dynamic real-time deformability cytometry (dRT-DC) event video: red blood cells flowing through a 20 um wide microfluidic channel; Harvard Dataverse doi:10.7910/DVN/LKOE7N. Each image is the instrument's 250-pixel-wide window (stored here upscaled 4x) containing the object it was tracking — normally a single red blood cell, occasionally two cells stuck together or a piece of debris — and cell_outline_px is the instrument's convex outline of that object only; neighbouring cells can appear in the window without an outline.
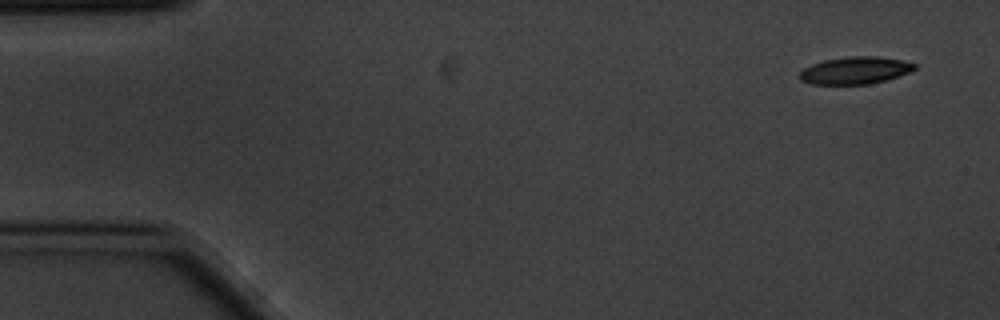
{"species": "common noctule bat (a hibernating species)", "species_latin": "Nyctalus noctula", "temperature_condition": "cold", "stored_images_in_passage": 6, "camera_frame_rate_fps": 3000, "um_per_image_px": 0.085, "animal": {"sex": "male", "body_mass_g": 20.1, "forearm_length_mm": 53.5}, "frame": {"image": 1, "passage_image": 1, "time_ms": 0.0, "image_size_px": [1000, 320], "cell_outline_px": [[916, 68], [908, 72], [888, 80], [868, 84], [812, 84], [800, 80], [800, 72], [804, 68], [812, 64], [824, 60], [848, 56], [876, 56], [900, 60], [916, 64]], "centroid_in_image_um": [72.67, 5.98], "position_along_channel_um": 12.3, "area_um2": 18.15}}
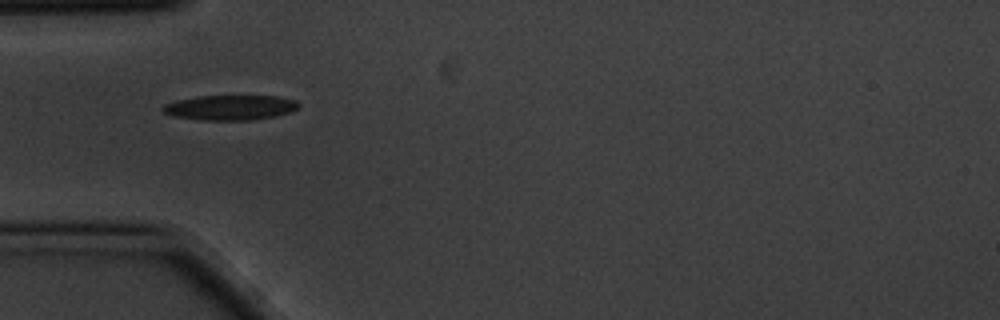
{"frame": {"image": 2, "passage_image": 5, "time_ms": 1.333, "image_size_px": [1000, 320], "cell_outline_px": [[300, 108], [292, 112], [276, 116], [252, 120], [200, 120], [172, 116], [164, 112], [160, 108], [164, 104], [176, 100], [196, 96], [280, 96], [296, 100], [300, 104]], "centroid_in_image_um": [19.59, 9.14], "position_along_channel_um": 65.4, "area_um2": 20.11}}